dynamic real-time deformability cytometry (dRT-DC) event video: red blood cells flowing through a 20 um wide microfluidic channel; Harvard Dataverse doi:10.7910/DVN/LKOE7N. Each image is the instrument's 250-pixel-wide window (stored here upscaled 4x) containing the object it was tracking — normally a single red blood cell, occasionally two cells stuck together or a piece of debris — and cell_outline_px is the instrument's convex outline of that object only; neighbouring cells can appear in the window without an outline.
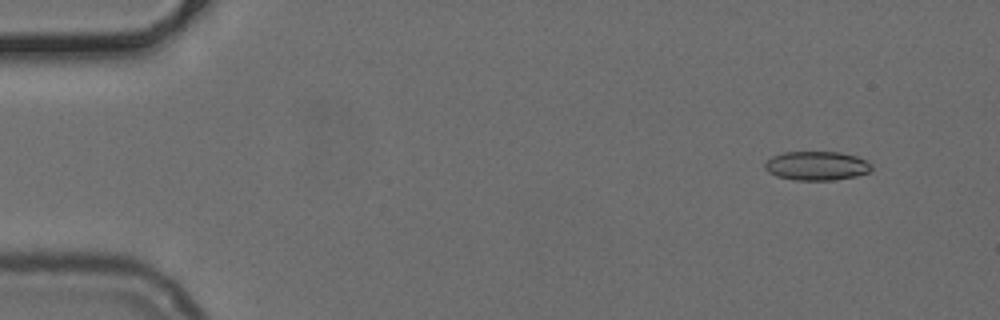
{"species": "common noctule bat (a hibernating species)", "species_latin": "Nyctalus noctula", "temperature_condition": "cold", "stored_images_in_passage": 12, "camera_frame_rate_fps": 3000, "um_per_image_px": 0.085, "animal": {"sex": "female", "body_mass_g": 24.6, "forearm_length_mm": 56.2}, "frame": {"image": 1, "passage_image": 1, "time_ms": 0.0, "image_size_px": [1000, 320], "cell_outline_px": [[872, 168], [868, 172], [856, 176], [832, 180], [796, 180], [776, 176], [768, 172], [764, 168], [764, 164], [772, 156], [784, 152], [840, 152], [856, 156], [872, 164]], "centroid_in_image_um": [69.4, 14.09], "position_along_channel_um": 15.6, "area_um2": 17.98}}
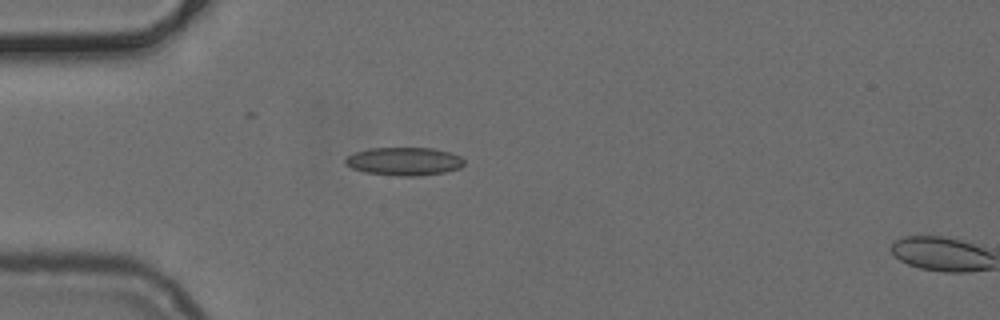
{"frame": {"image": 2, "passage_image": 11, "time_ms": 3.333, "image_size_px": [1000, 320], "cell_outline_px": [[464, 164], [460, 168], [444, 172], [420, 176], [396, 176], [364, 172], [352, 168], [344, 164], [344, 160], [348, 156], [356, 152], [368, 148], [432, 148], [448, 152], [460, 156], [464, 160]], "centroid_in_image_um": [34.34, 13.72], "position_along_channel_um": 50.7, "area_um2": 19.54}}